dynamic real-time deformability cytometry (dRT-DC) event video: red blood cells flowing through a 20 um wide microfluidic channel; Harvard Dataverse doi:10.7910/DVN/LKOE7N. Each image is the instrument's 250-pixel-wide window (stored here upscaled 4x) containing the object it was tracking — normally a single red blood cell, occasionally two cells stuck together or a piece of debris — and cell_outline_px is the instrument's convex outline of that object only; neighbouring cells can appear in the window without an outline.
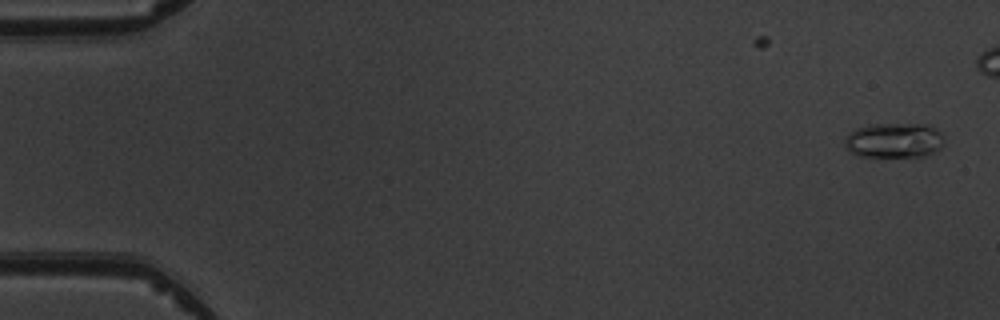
{"species": "common noctule bat (a hibernating species)", "species_latin": "Nyctalus noctula", "temperature_condition": "warm", "stored_images_in_passage": 2, "camera_frame_rate_fps": 3000, "um_per_image_px": 0.085, "animal": {"sex": "male", "body_mass_g": 19.5, "forearm_length_mm": 54.6}, "frame": {"image": 1, "passage_image": 2, "time_ms": 1.0, "image_size_px": [1000, 320], "cell_outline_px": [[944, 144], [940, 148], [924, 156], [856, 156], [844, 144], [844, 136], [856, 128], [872, 124], [928, 124], [940, 132], [944, 136]], "centroid_in_image_um": [76.0, 11.92], "position_along_channel_um": 9.0, "area_um2": 20.29}}